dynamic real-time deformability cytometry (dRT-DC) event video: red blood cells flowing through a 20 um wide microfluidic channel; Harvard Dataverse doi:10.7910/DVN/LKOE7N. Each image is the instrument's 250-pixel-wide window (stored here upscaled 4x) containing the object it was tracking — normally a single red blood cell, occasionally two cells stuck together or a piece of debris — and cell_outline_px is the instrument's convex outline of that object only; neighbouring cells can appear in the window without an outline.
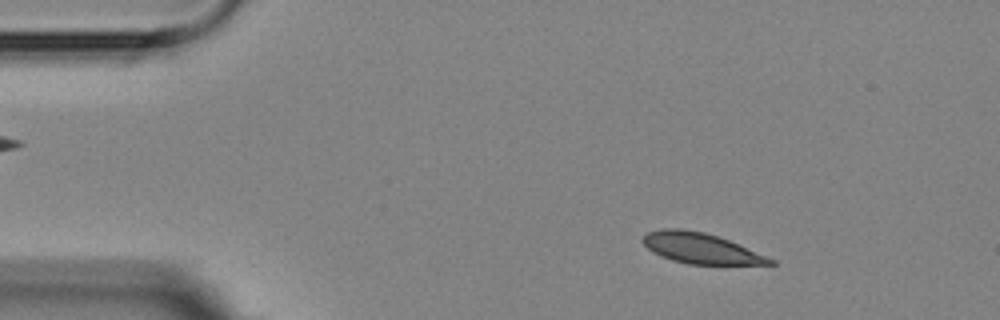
{"species": "Egyptian fruit bat (a non-hibernating species)", "species_latin": "Rousettus aegyptiacus", "temperature_condition": "room temperature", "stored_images_in_passage": 3, "camera_frame_rate_fps": 3000, "um_per_image_px": 0.085, "animal": {"sex": "female"}, "frame": {"image": 1, "passage_image": 2, "time_ms": 1.0, "image_size_px": [1000, 320], "cell_outline_px": [[776, 264], [688, 264], [672, 260], [660, 256], [652, 252], [640, 240], [648, 232], [664, 228], [680, 228], [704, 232], [728, 240], [776, 260]], "centroid_in_image_um": [59.52, 21.1], "position_along_channel_um": 25.5, "area_um2": 22.43}}